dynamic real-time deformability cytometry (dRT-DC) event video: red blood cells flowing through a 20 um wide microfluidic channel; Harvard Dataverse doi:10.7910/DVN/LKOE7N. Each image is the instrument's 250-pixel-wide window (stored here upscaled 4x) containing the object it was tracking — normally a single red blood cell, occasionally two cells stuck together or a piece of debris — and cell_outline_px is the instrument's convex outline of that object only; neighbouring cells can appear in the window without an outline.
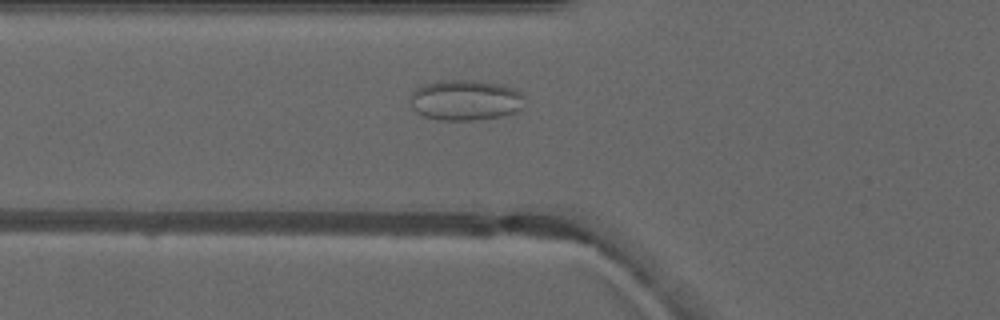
{"species": "common noctule bat (a hibernating species)", "species_latin": "Nyctalus noctula", "temperature_condition": "warm", "stored_images_in_passage": 5, "camera_frame_rate_fps": 3000, "um_per_image_px": 0.085, "animal": {"sex": "male", "forearm_length_mm": 52.5}, "frame": {"image": 1, "passage_image": 5, "time_ms": 4.667, "image_size_px": [1000, 320], "cell_outline_px": [[524, 108], [516, 112], [500, 116], [472, 120], [440, 120], [424, 116], [416, 112], [412, 108], [412, 92], [416, 88], [424, 84], [444, 80], [472, 80], [504, 84], [516, 88], [524, 92]], "centroid_in_image_um": [39.63, 8.5], "position_along_channel_um": 86.2, "area_um2": 27.34}}